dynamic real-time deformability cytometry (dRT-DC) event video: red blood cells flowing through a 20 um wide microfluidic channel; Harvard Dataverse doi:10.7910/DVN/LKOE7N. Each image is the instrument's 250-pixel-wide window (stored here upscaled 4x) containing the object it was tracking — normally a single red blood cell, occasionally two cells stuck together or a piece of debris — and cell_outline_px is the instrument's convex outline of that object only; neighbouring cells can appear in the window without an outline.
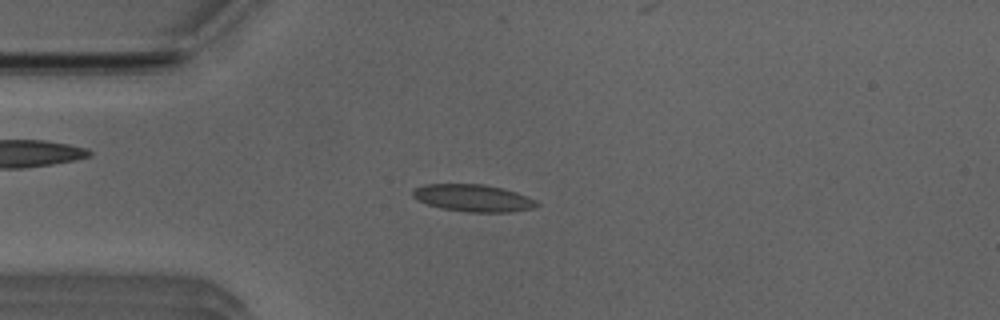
{"species": "Egyptian fruit bat (a non-hibernating species)", "species_latin": "Rousettus aegyptiacus", "temperature_condition": "room temperature", "stored_images_in_passage": 51, "camera_frame_rate_fps": 3000, "um_per_image_px": 0.085, "animal": {"sex": "male"}, "frame": {"image": 1, "passage_image": 12, "time_ms": 3.667, "image_size_px": [1000, 320], "cell_outline_px": [[540, 204], [536, 208], [512, 212], [468, 212], [440, 208], [416, 200], [412, 196], [412, 192], [416, 188], [424, 184], [484, 184], [516, 192], [528, 196], [536, 200]], "centroid_in_image_um": [40.24, 16.84], "position_along_channel_um": 44.8, "area_um2": 19.77}}
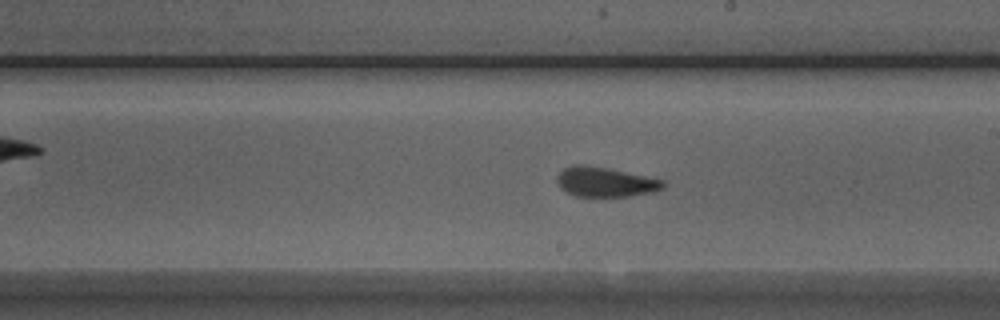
{"frame": {"image": 2, "passage_image": 28, "time_ms": 9.0, "image_size_px": [1000, 320], "cell_outline_px": [[664, 188], [652, 192], [628, 196], [576, 196], [560, 188], [556, 180], [556, 176], [564, 168], [572, 164], [584, 164], [608, 168], [664, 180]], "centroid_in_image_um": [51.41, 15.45], "position_along_channel_um": 237.6, "area_um2": 18.32}}
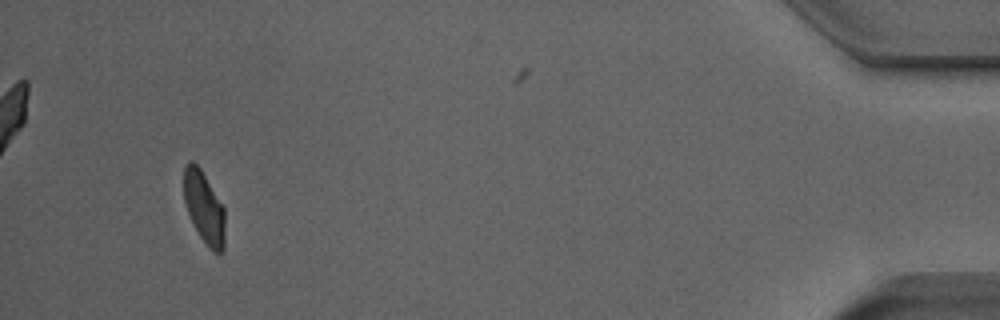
{"frame": {"image": 3, "passage_image": 48, "time_ms": 15.667, "image_size_px": [1000, 320], "cell_outline_px": [[224, 248], [220, 252], [212, 252], [200, 236], [188, 212], [184, 200], [184, 164], [188, 160], [192, 160], [200, 168], [224, 208]], "centroid_in_image_um": [17.34, 17.61], "position_along_channel_um": 417.9, "area_um2": 16.94}, "authors_computed_cell_mechanics": {"area_um2": 18.4382, "velocity_mm_per_s": 3.9029, "shape_relaxation_time_tau1_ms": null, "shape_relaxation_time_tau2_ms": 1.2598, "deformation_change_tau1": null, "deformation_change_tau2": 0.0623}}